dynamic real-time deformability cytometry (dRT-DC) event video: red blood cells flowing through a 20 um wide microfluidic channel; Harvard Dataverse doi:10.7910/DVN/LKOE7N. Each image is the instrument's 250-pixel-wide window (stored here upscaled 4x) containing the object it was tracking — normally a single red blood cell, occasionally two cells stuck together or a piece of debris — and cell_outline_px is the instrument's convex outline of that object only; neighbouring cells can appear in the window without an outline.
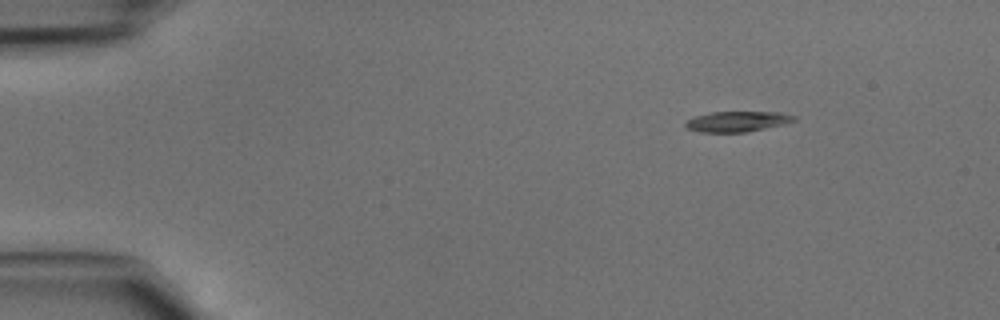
{"species": "common noctule bat (a hibernating species)", "species_latin": "Nyctalus noctula", "temperature_condition": "cold", "stored_images_in_passage": 41, "camera_frame_rate_fps": 3000, "um_per_image_px": 0.085, "animal": {"sex": "male", "body_mass_g": 15.6}, "frame": {"image": 1, "passage_image": 1, "time_ms": 0.0, "image_size_px": [1000, 320], "cell_outline_px": [[796, 120], [784, 124], [748, 132], [700, 132], [688, 128], [684, 124], [688, 120], [696, 116], [712, 112], [780, 112], [796, 116]], "centroid_in_image_um": [62.7, 10.33], "position_along_channel_um": 22.3, "area_um2": 12.83}}
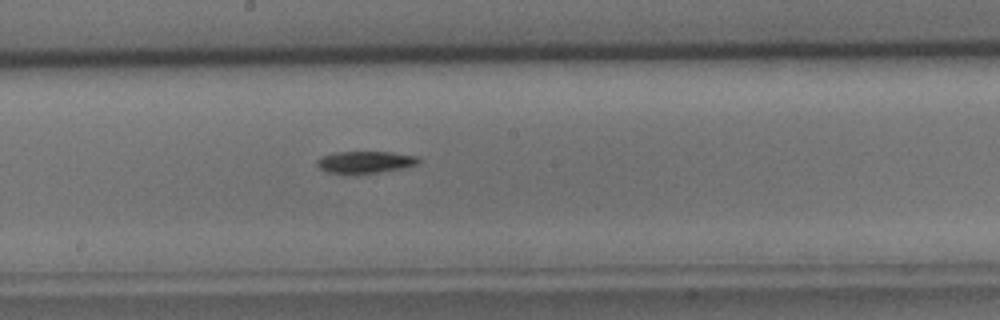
{"frame": {"image": 2, "passage_image": 20, "time_ms": 6.333, "image_size_px": [1000, 320], "cell_outline_px": [[420, 160], [416, 164], [400, 168], [376, 172], [328, 172], [320, 168], [316, 164], [316, 160], [320, 156], [336, 152], [392, 152], [420, 156]], "centroid_in_image_um": [31.04, 13.74], "position_along_channel_um": 217.2, "area_um2": 12.6}}
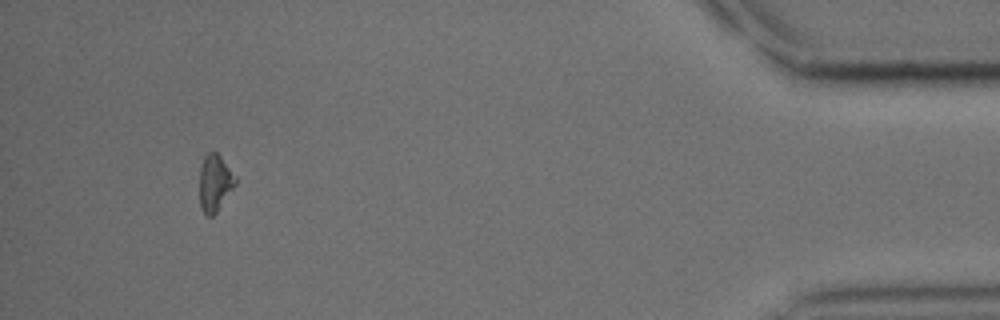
{"frame": {"image": 3, "passage_image": 38, "time_ms": 12.333, "image_size_px": [1000, 320], "cell_outline_px": [[236, 184], [216, 212], [212, 216], [208, 216], [200, 208], [200, 164], [204, 156], [208, 152], [216, 152], [220, 156], [236, 176]], "centroid_in_image_um": [18.25, 15.53], "position_along_channel_um": 416.9, "area_um2": 11.79}}